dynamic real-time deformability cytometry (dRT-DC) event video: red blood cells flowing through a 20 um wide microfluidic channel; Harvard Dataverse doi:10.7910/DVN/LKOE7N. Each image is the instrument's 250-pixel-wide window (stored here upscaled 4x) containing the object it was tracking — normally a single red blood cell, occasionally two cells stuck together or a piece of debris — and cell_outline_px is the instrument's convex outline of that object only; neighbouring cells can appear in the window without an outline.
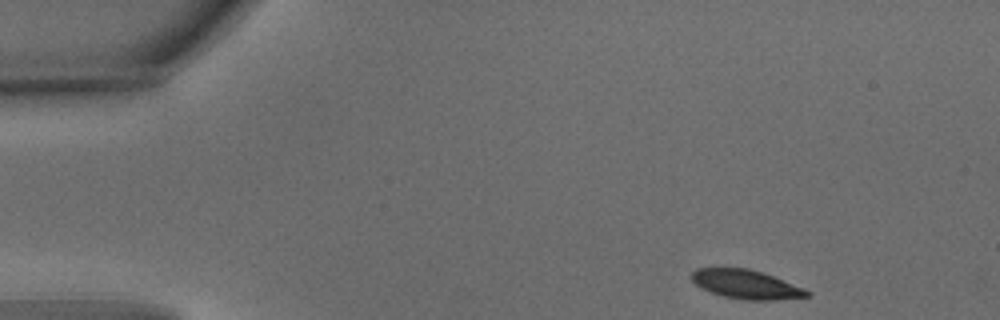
{"species": "common noctule bat (a hibernating species)", "species_latin": "Nyctalus noctula", "temperature_condition": "warm", "stored_images_in_passage": 11, "camera_frame_rate_fps": 3000, "um_per_image_px": 0.085, "animal": {"sex": "male", "body_mass_g": 15.6}, "frame": {"image": 1, "passage_image": 1, "time_ms": 0.0, "image_size_px": [1000, 320], "cell_outline_px": [[812, 296], [772, 300], [744, 300], [724, 296], [700, 288], [692, 280], [692, 272], [696, 268], [748, 268], [772, 276], [812, 292]], "centroid_in_image_um": [63.41, 24.17], "position_along_channel_um": 21.6, "area_um2": 19.19}}